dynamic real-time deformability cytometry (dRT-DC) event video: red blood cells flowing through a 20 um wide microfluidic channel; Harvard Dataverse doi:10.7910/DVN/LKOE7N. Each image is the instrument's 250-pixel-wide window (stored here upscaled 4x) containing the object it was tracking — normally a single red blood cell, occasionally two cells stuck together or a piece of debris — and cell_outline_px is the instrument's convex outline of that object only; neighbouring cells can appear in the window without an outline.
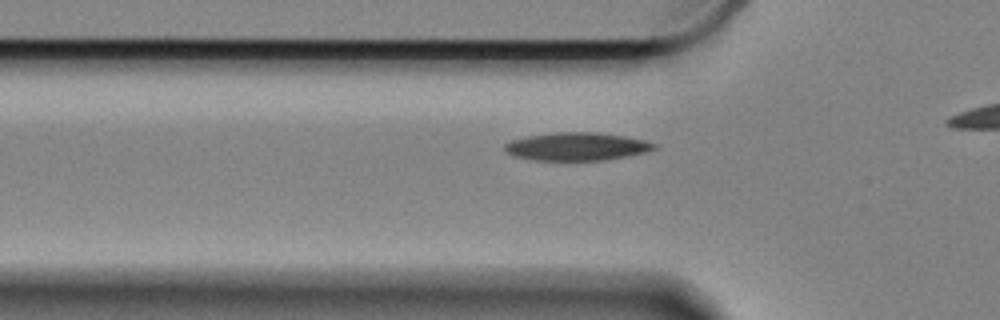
{"species": "Egyptian fruit bat (a non-hibernating species)", "species_latin": "Rousettus aegyptiacus", "temperature_condition": "cold", "stored_images_in_passage": 19, "camera_frame_rate_fps": 3000, "um_per_image_px": 0.085, "animal": {"sex": "female"}, "frame": {"image": 1, "passage_image": 5, "time_ms": 1.333, "image_size_px": [1000, 320], "cell_outline_px": [[660, 148], [628, 156], [604, 160], [532, 160], [512, 156], [504, 152], [504, 144], [512, 140], [528, 136], [556, 132], [592, 132], [624, 136], [644, 140], [656, 144]], "centroid_in_image_um": [49.0, 12.46], "position_along_channel_um": 76.8, "area_um2": 24.45}}
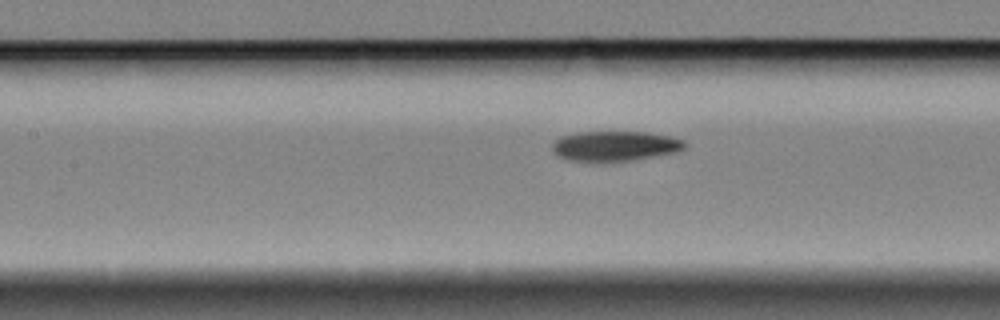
{"frame": {"image": 2, "passage_image": 12, "time_ms": 3.667, "image_size_px": [1000, 320], "cell_outline_px": [[688, 144], [684, 148], [676, 152], [628, 160], [568, 160], [556, 156], [552, 148], [552, 144], [560, 136], [580, 132], [644, 132], [668, 136], [684, 140]], "centroid_in_image_um": [52.26, 12.39], "position_along_channel_um": 155.1, "area_um2": 22.66}}
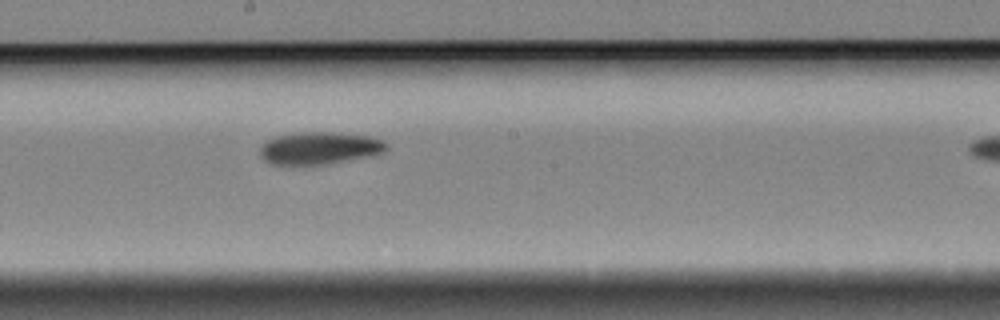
{"frame": {"image": 3, "passage_image": 18, "time_ms": 5.667, "image_size_px": [1000, 320], "cell_outline_px": [[388, 148], [384, 152], [324, 164], [272, 164], [264, 160], [260, 156], [260, 148], [268, 140], [276, 136], [296, 132], [332, 132], [368, 136], [384, 140], [388, 144]], "centroid_in_image_um": [27.14, 12.57], "position_along_channel_um": 221.1, "area_um2": 23.47}}